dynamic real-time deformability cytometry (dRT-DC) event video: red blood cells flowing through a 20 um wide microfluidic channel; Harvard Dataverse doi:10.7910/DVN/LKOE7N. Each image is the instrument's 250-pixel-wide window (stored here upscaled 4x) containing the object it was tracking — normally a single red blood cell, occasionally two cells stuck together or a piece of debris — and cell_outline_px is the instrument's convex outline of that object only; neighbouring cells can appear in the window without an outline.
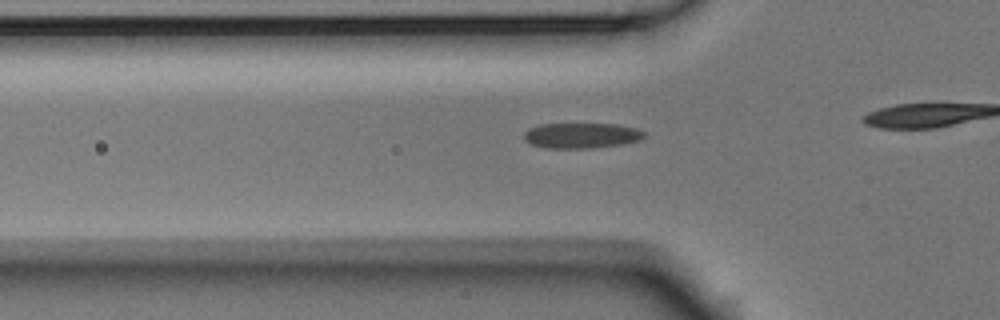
{"species": "Egyptian fruit bat (a non-hibernating species)", "species_latin": "Rousettus aegyptiacus", "temperature_condition": "room temperature", "stored_images_in_passage": 37, "camera_frame_rate_fps": 3000, "um_per_image_px": 0.085, "animal": {"sex": "male"}, "frame": {"image": 1, "passage_image": 13, "time_ms": 4.0, "image_size_px": [1000, 320], "cell_outline_px": [[644, 136], [640, 140], [620, 144], [588, 148], [544, 148], [532, 144], [524, 140], [524, 132], [528, 128], [540, 124], [616, 124], [636, 128], [644, 132]], "centroid_in_image_um": [49.38, 11.51], "position_along_channel_um": 76.4, "area_um2": 17.69}}
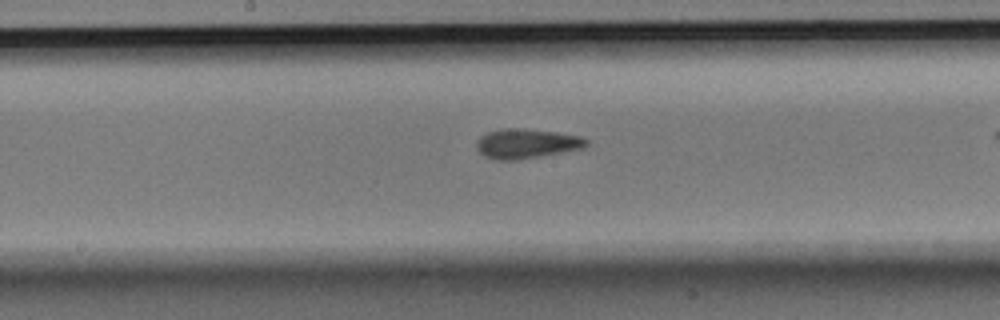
{"frame": {"image": 2, "passage_image": 23, "time_ms": 7.333, "image_size_px": [1000, 320], "cell_outline_px": [[588, 144], [584, 148], [516, 160], [496, 160], [484, 156], [476, 148], [476, 140], [480, 136], [488, 132], [504, 128], [508, 128], [556, 132], [580, 136], [588, 140]], "centroid_in_image_um": [44.72, 12.21], "position_along_channel_um": 203.5, "area_um2": 18.73}}
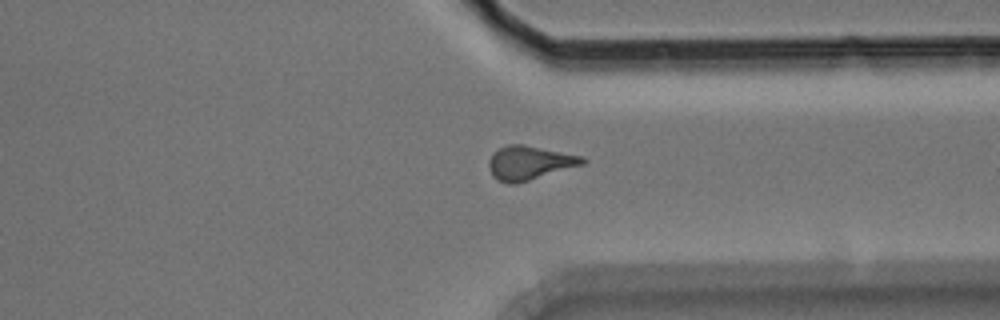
{"frame": {"image": 3, "passage_image": 36, "time_ms": 11.667, "image_size_px": [1000, 320], "cell_outline_px": [[588, 160], [584, 164], [516, 184], [508, 184], [496, 180], [492, 176], [488, 168], [488, 160], [492, 152], [508, 144], [524, 144], [584, 156]], "centroid_in_image_um": [44.98, 13.84], "position_along_channel_um": 366.4, "area_um2": 18.84}}